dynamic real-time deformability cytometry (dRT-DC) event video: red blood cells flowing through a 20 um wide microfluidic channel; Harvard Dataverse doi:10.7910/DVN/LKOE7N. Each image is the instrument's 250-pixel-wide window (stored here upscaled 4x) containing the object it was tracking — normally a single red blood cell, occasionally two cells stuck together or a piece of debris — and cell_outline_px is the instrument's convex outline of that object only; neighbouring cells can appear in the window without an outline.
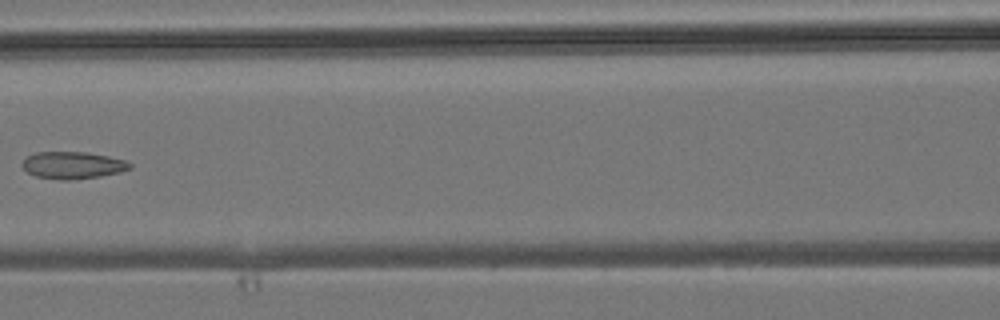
{"species": "common noctule bat (a hibernating species)", "species_latin": "Nyctalus noctula", "temperature_condition": "room temperature", "stored_images_in_passage": 4, "camera_frame_rate_fps": 3000, "um_per_image_px": 0.085, "animal": {"sex": "male", "body_mass_g": 19.2, "forearm_length_mm": 51.8}, "frame": {"image": 1, "passage_image": 4, "time_ms": 3.667, "image_size_px": [1000, 320], "cell_outline_px": [[132, 168], [120, 172], [100, 176], [72, 180], [60, 180], [36, 176], [28, 172], [20, 164], [28, 156], [36, 152], [88, 152], [108, 156], [124, 160], [132, 164]], "centroid_in_image_um": [6.19, 14.04], "position_along_channel_um": 160.4, "area_um2": 16.99}}